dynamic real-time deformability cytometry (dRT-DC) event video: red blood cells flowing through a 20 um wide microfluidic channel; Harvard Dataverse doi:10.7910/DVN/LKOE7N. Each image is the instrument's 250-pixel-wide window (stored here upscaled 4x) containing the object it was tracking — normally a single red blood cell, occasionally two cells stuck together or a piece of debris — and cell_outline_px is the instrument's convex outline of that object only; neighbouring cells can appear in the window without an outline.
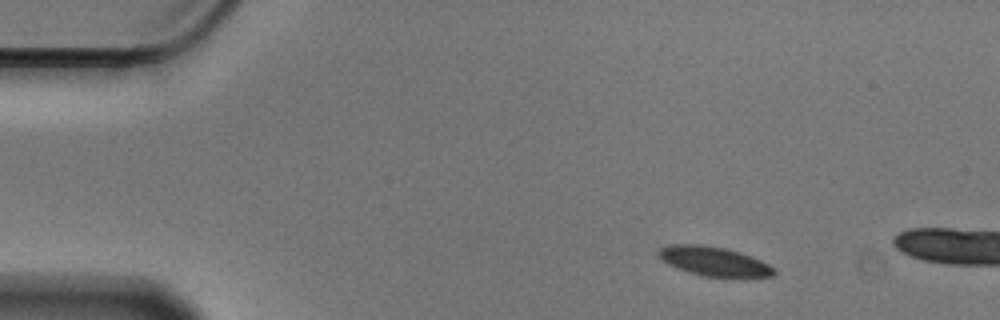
{"species": "Egyptian fruit bat (a non-hibernating species)", "species_latin": "Rousettus aegyptiacus", "temperature_condition": "cold", "stored_images_in_passage": 6, "camera_frame_rate_fps": 3000, "um_per_image_px": 0.085, "animal": {"sex": "male"}, "frame": {"image": 1, "passage_image": 1, "time_ms": 0.0, "image_size_px": [1000, 320], "cell_outline_px": [[776, 272], [772, 276], [704, 276], [688, 272], [668, 264], [656, 252], [660, 248], [668, 244], [700, 244], [724, 248], [740, 252], [760, 260], [776, 268]], "centroid_in_image_um": [60.66, 22.19], "position_along_channel_um": 24.3, "area_um2": 19.36}}